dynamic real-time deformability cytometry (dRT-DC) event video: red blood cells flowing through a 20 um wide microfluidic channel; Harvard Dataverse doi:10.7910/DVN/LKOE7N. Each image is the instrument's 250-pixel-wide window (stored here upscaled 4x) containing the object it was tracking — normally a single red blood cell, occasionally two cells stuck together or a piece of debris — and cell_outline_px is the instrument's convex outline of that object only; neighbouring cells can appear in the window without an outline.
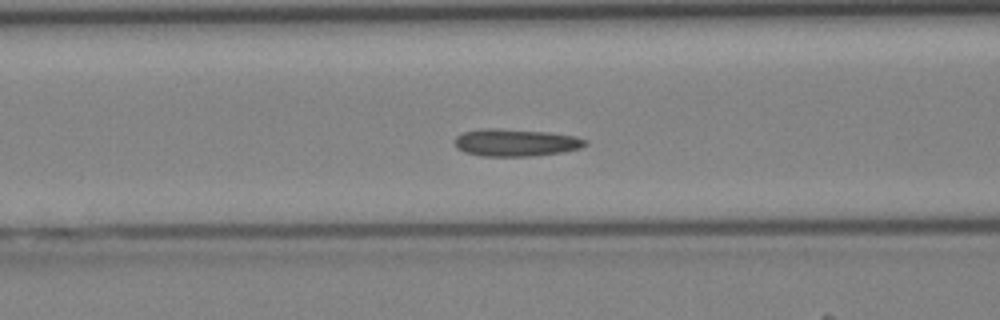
{"species": "Egyptian fruit bat (a non-hibernating species)", "species_latin": "Rousettus aegyptiacus", "temperature_condition": "cold", "stored_images_in_passage": 42, "camera_frame_rate_fps": 3000, "um_per_image_px": 0.085, "animal": {"sex": "female"}, "frame": {"image": 1, "passage_image": 17, "time_ms": 5.333, "image_size_px": [1000, 320], "cell_outline_px": [[588, 144], [580, 148], [560, 152], [532, 156], [480, 156], [464, 152], [456, 148], [456, 136], [464, 132], [484, 128], [492, 128], [548, 132], [576, 136], [588, 140]], "centroid_in_image_um": [43.84, 12.12], "position_along_channel_um": 122.8, "area_um2": 20.75}}
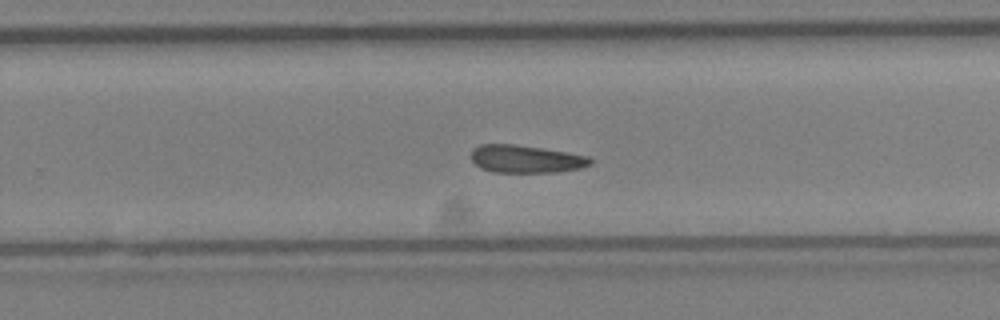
{"frame": {"image": 2, "passage_image": 27, "time_ms": 8.667, "image_size_px": [1000, 320], "cell_outline_px": [[592, 164], [580, 168], [556, 172], [492, 172], [480, 168], [472, 160], [472, 148], [480, 144], [512, 144], [540, 148], [588, 156], [592, 160]], "centroid_in_image_um": [44.67, 13.52], "position_along_channel_um": 285.1, "area_um2": 19.07}}
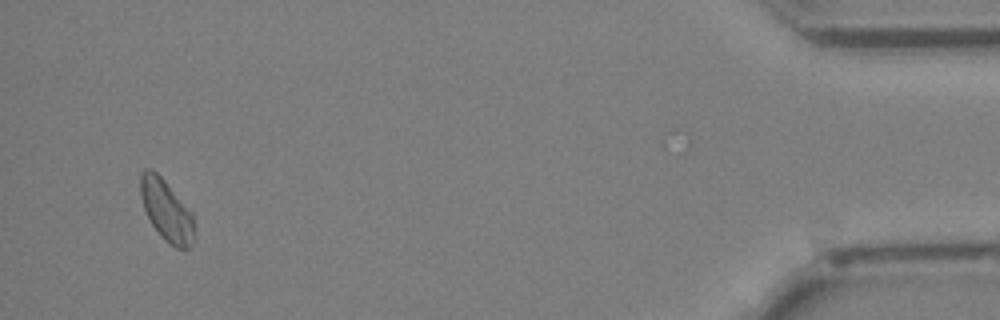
{"frame": {"image": 3, "passage_image": 40, "time_ms": 13.0, "image_size_px": [1000, 320], "cell_outline_px": [[192, 244], [188, 248], [176, 248], [164, 240], [160, 236], [152, 224], [144, 208], [140, 192], [140, 172], [144, 168], [152, 168], [164, 180], [192, 212]], "centroid_in_image_um": [14.1, 17.85], "position_along_channel_um": 421.1, "area_um2": 18.84}}